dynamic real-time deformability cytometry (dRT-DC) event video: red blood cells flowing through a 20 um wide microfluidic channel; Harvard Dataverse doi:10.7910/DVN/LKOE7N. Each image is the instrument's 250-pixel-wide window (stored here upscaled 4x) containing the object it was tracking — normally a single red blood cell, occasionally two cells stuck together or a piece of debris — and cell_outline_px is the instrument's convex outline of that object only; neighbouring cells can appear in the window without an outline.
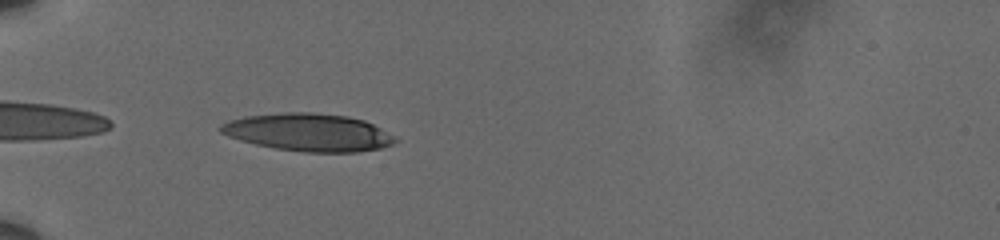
{"species": "human", "species_latin": "Homo sapiens", "temperature_condition": "cold", "stored_images_in_passage": 39, "camera_frame_rate_fps": 3000, "um_per_image_px": 0.085, "donor": {"sex": "male"}, "frame": {"image": 1, "passage_image": 1, "time_ms": 0.0, "image_size_px": [1000, 240], "cell_outline_px": [[400, 140], [392, 144], [380, 148], [356, 152], [304, 152], [276, 148], [256, 144], [240, 140], [228, 136], [220, 132], [216, 128], [220, 124], [228, 120], [244, 116], [280, 112], [316, 112], [348, 116], [364, 120], [396, 136]], "centroid_in_image_um": [26.2, 11.23], "position_along_channel_um": 58.8, "area_um2": 38.61}}
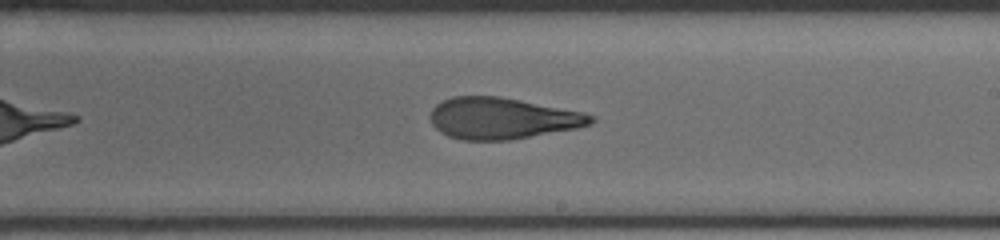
{"frame": {"image": 2, "passage_image": 18, "time_ms": 5.667, "image_size_px": [1000, 240], "cell_outline_px": [[596, 120], [592, 124], [576, 128], [508, 140], [460, 140], [448, 136], [440, 132], [432, 124], [432, 108], [436, 104], [452, 96], [500, 96], [584, 112], [596, 116]], "centroid_in_image_um": [42.71, 10.05], "position_along_channel_um": 246.3, "area_um2": 38.67}}
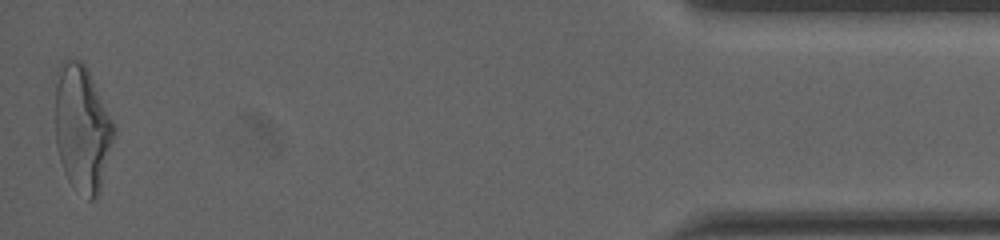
{"frame": {"image": 3, "passage_image": 39, "time_ms": 12.667, "image_size_px": [1000, 240], "cell_outline_px": [[116, 128], [100, 192], [96, 200], [88, 200], [68, 180], [64, 172], [60, 160], [56, 144], [56, 68], [68, 56], [76, 56], [88, 68]], "centroid_in_image_um": [6.98, 10.86], "position_along_channel_um": 428.2, "area_um2": 43.64}, "authors_computed_cell_mechanics": {"area_um2": 39.5352, "velocity_mm_per_s": 3.612, "shape_relaxation_time_tau1_ms": 6.6443, "shape_relaxation_time_tau2_ms": 2.0044, "deformation_change_tau1": 0.2243, "deformation_change_tau2": 0.1123}}